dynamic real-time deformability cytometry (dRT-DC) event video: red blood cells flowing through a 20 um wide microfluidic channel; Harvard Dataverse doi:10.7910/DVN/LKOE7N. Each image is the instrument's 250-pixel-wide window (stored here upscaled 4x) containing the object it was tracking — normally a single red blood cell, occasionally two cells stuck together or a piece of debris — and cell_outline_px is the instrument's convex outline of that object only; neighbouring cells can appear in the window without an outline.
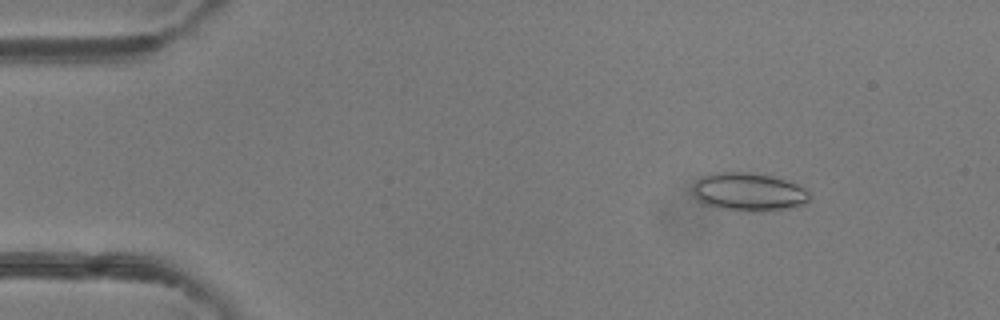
{"species": "common noctule bat (a hibernating species)", "species_latin": "Nyctalus noctula", "temperature_condition": "room temperature", "stored_images_in_passage": 49, "camera_frame_rate_fps": 3000, "um_per_image_px": 0.085, "animal": {"sex": "female"}, "frame": {"image": 1, "passage_image": 6, "time_ms": 1.667, "image_size_px": [1000, 320], "cell_outline_px": [[812, 196], [804, 204], [788, 208], [752, 212], [720, 208], [704, 204], [696, 196], [692, 188], [696, 180], [700, 176], [708, 172], [748, 172], [772, 176], [796, 184], [804, 188]], "centroid_in_image_um": [63.61, 16.3], "position_along_channel_um": 21.4, "area_um2": 26.01}}
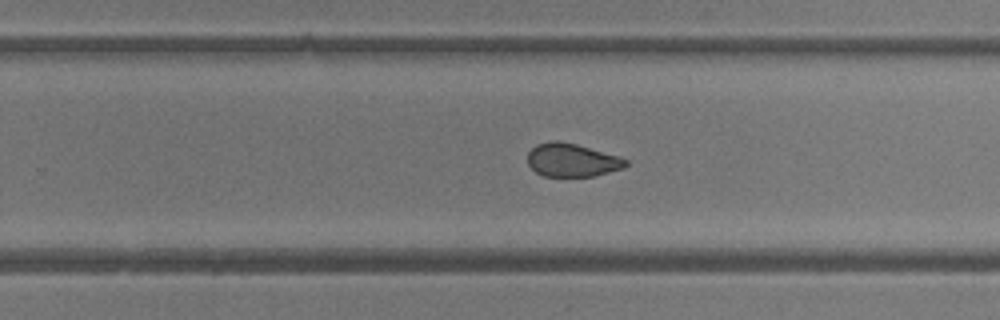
{"frame": {"image": 2, "passage_image": 31, "time_ms": 10.0, "image_size_px": [1000, 320], "cell_outline_px": [[628, 164], [624, 168], [596, 176], [544, 176], [536, 172], [528, 164], [528, 152], [536, 144], [552, 140], [556, 140], [576, 144], [620, 156], [628, 160]], "centroid_in_image_um": [48.64, 13.6], "position_along_channel_um": 281.2, "area_um2": 19.13}}
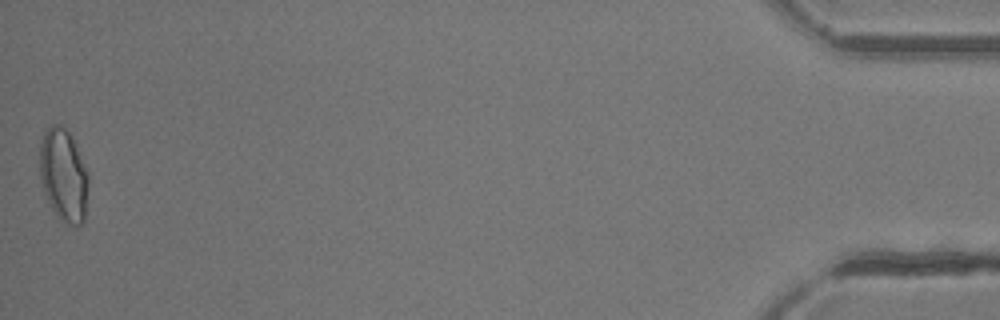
{"frame": {"image": 3, "passage_image": 49, "time_ms": 16.0, "image_size_px": [1000, 320], "cell_outline_px": [[88, 188], [84, 220], [76, 228], [60, 220], [56, 216], [44, 192], [40, 176], [40, 140], [44, 132], [52, 124], [60, 124], [68, 132], [88, 172]], "centroid_in_image_um": [5.39, 14.93], "position_along_channel_um": 429.8, "area_um2": 26.18}, "authors_computed_cell_mechanics": {"area_um2": 21.5016, "velocity_mm_per_s": 4.1439, "shape_relaxation_time_tau1_ms": null, "shape_relaxation_time_tau2_ms": 1.4831, "deformation_change_tau1": null, "deformation_change_tau2": 0.0698}}